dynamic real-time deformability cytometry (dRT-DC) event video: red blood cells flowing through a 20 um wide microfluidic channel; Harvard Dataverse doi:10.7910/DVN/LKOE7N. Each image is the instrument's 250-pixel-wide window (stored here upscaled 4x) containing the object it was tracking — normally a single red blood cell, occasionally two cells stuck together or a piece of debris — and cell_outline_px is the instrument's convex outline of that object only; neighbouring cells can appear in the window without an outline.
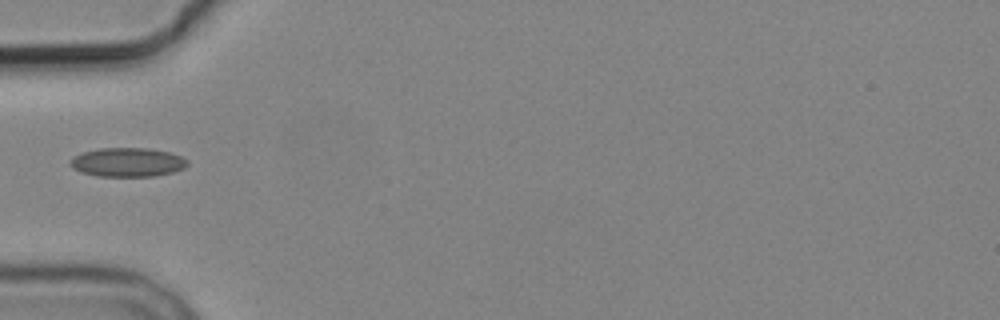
{"species": "common noctule bat (a hibernating species)", "species_latin": "Nyctalus noctula", "temperature_condition": "cold", "stored_images_in_passage": 1, "camera_frame_rate_fps": 3000, "um_per_image_px": 0.085, "animal": {"sex": "male", "body_mass_g": 19.2, "forearm_length_mm": 51.8}, "frame": {"image": 1, "passage_image": 1, "time_ms": 0.0, "image_size_px": [1000, 320], "cell_outline_px": [[188, 164], [184, 168], [172, 172], [156, 176], [96, 176], [80, 172], [72, 168], [68, 164], [68, 160], [72, 156], [80, 152], [100, 148], [148, 148], [168, 152], [180, 156], [188, 160]], "centroid_in_image_um": [10.77, 13.79], "position_along_channel_um": 74.2, "area_um2": 20.06}}